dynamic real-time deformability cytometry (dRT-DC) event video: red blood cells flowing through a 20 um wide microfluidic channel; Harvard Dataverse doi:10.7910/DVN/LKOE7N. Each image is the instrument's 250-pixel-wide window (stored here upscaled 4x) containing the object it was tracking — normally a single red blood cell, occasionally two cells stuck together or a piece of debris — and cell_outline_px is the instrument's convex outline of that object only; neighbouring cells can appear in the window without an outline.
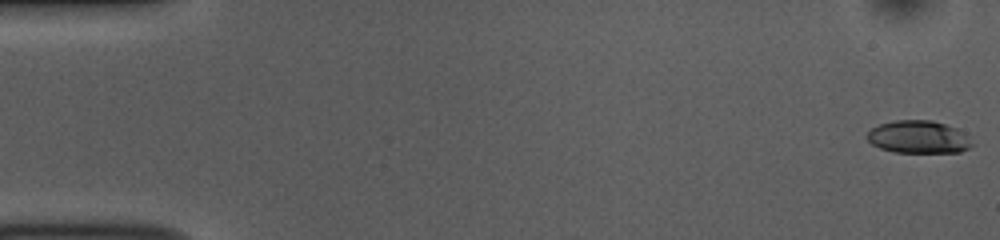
{"species": "common noctule bat (a hibernating species)", "species_latin": "Nyctalus noctula", "temperature_condition": "room temperature", "stored_images_in_passage": 52, "camera_frame_rate_fps": 3000, "um_per_image_px": 0.085, "animal": {"sex": "female", "body_mass_g": 10.0, "forearm_length_mm": 53.1}, "frame": {"image": 1, "passage_image": 1, "time_ms": 0.0, "image_size_px": [1000, 240], "cell_outline_px": [[972, 144], [968, 148], [960, 152], [892, 152], [880, 148], [872, 144], [868, 140], [868, 132], [872, 128], [880, 124], [896, 120], [932, 120], [956, 128]], "centroid_in_image_um": [78.01, 11.65], "position_along_channel_um": 7.0, "area_um2": 19.54}}
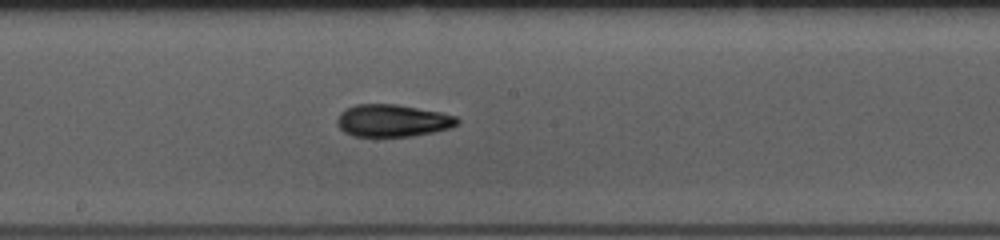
{"frame": {"image": 2, "passage_image": 28, "time_ms": 9.0, "image_size_px": [1000, 240], "cell_outline_px": [[460, 120], [456, 124], [448, 128], [432, 132], [412, 136], [352, 136], [344, 132], [336, 124], [336, 120], [340, 112], [344, 108], [356, 104], [396, 104], [440, 112], [456, 116]], "centroid_in_image_um": [33.31, 10.24], "position_along_channel_um": 214.9, "area_um2": 22.6}}
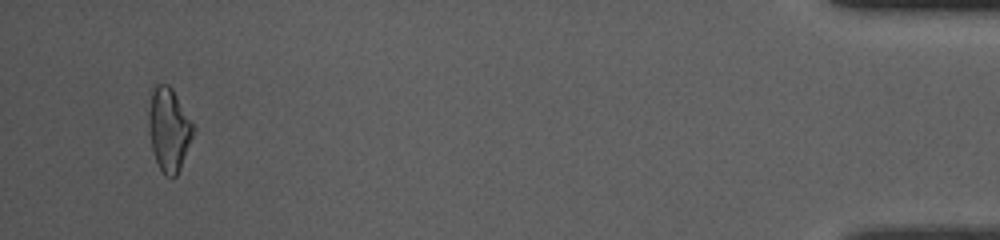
{"frame": {"image": 3, "passage_image": 50, "time_ms": 16.333, "image_size_px": [1000, 240], "cell_outline_px": [[196, 128], [180, 168], [176, 176], [172, 180], [164, 176], [156, 160], [152, 148], [148, 128], [148, 112], [152, 84], [168, 84], [172, 88]], "centroid_in_image_um": [14.34, 10.99], "position_along_channel_um": 420.9, "area_um2": 21.91}, "authors_computed_cell_mechanics": {"area_um2": 21.6172, "velocity_mm_per_s": 3.8607, "shape_relaxation_time_tau1_ms": 4.5022, "shape_relaxation_time_tau2_ms": 6.4057, "deformation_change_tau1": 0.1511, "deformation_change_tau2": 0.17}}